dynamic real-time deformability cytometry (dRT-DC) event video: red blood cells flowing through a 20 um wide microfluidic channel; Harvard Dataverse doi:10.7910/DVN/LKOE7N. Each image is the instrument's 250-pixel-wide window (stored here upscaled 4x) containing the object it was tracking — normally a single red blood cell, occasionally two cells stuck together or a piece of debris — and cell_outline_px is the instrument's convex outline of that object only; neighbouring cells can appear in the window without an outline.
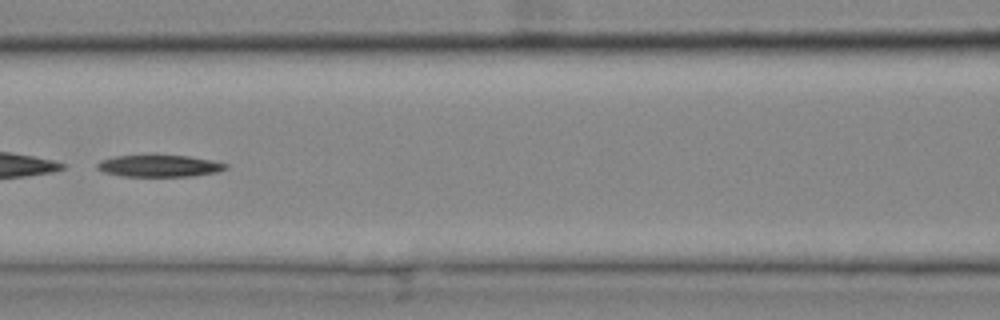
{"species": "common noctule bat (a hibernating species)", "species_latin": "Nyctalus noctula", "temperature_condition": "cold", "stored_images_in_passage": 51, "segment_of_instrument_passage": [2, 2], "camera_frame_rate_fps": 3000, "um_per_image_px": 0.085, "animal": {"sex": "female", "body_mass_g": 25.1}, "frame": {"image": 1, "passage_image": 22, "time_ms": 7.0, "image_size_px": [1000, 320], "cell_outline_px": [[228, 168], [216, 172], [192, 176], [120, 176], [104, 172], [96, 168], [96, 164], [100, 160], [112, 156], [152, 152], [188, 156], [212, 160], [228, 164]], "centroid_in_image_um": [13.47, 14.05], "position_along_channel_um": 153.1, "area_um2": 17.34}}
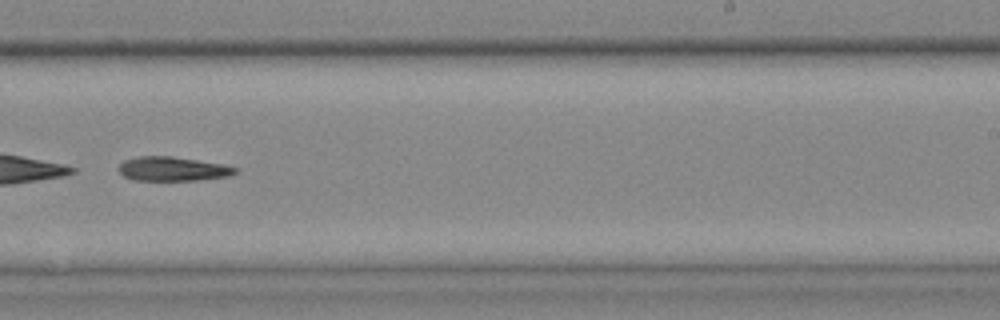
{"frame": {"image": 2, "passage_image": 32, "time_ms": 10.333, "image_size_px": [1000, 320], "cell_outline_px": [[240, 172], [228, 176], [196, 180], [132, 180], [124, 176], [120, 172], [120, 164], [124, 160], [136, 156], [172, 156], [220, 164], [240, 168]], "centroid_in_image_um": [14.69, 14.35], "position_along_channel_um": 274.3, "area_um2": 16.36}}